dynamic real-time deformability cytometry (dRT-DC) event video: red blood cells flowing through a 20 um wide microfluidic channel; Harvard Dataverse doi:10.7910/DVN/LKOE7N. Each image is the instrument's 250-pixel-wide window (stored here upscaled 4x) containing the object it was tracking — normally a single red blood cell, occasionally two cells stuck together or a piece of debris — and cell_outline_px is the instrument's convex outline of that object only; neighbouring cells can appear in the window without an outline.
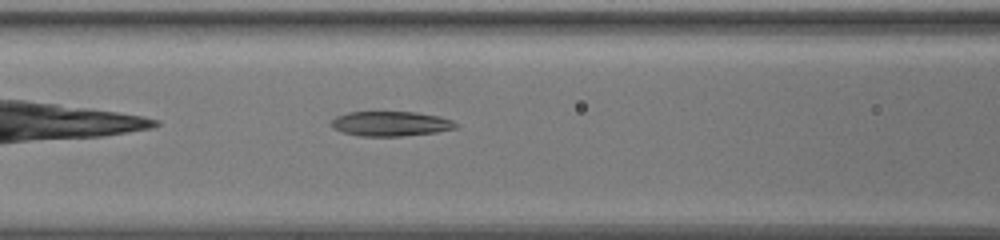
{"species": "common noctule bat (a hibernating species)", "species_latin": "Nyctalus noctula", "temperature_condition": "warm", "stored_images_in_passage": 41, "camera_frame_rate_fps": 3000, "um_per_image_px": 0.085, "animal": {"sex": "female", "body_mass_g": 19.5, "forearm_length_mm": 54.1}, "frame": {"image": 1, "passage_image": 8, "time_ms": 2.333, "image_size_px": [1000, 240], "cell_outline_px": [[456, 128], [436, 132], [404, 136], [360, 136], [344, 132], [332, 128], [332, 120], [336, 116], [348, 112], [416, 112], [440, 116], [452, 120], [456, 124]], "centroid_in_image_um": [33.21, 10.51], "position_along_channel_um": 133.4, "area_um2": 17.92}}
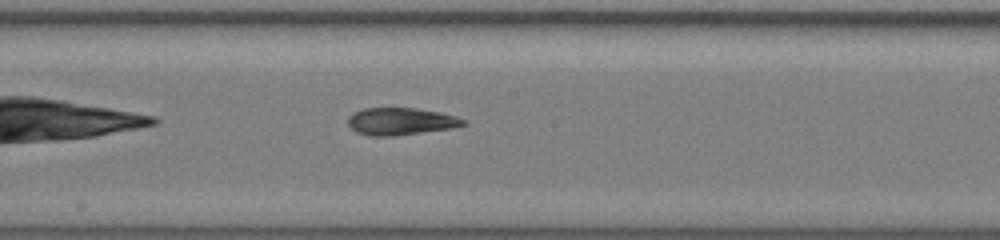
{"frame": {"image": 2, "passage_image": 15, "time_ms": 4.667, "image_size_px": [1000, 240], "cell_outline_px": [[468, 124], [452, 128], [392, 136], [368, 136], [356, 132], [348, 124], [348, 116], [364, 108], [416, 108], [440, 112], [456, 116], [464, 120]], "centroid_in_image_um": [34.06, 10.32], "position_along_channel_um": 214.1, "area_um2": 18.26}}
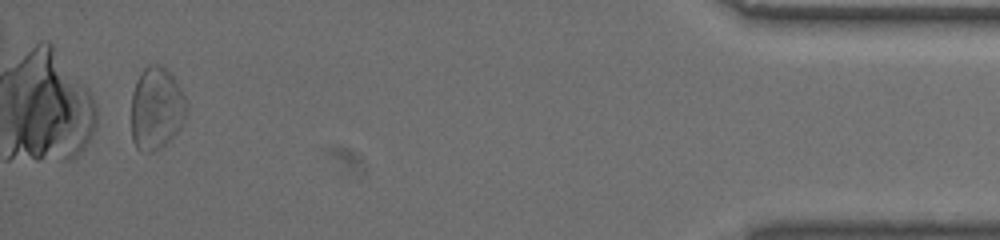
{"frame": {"image": 3, "passage_image": 39, "time_ms": 12.667, "image_size_px": [1000, 240], "cell_outline_px": [[184, 116], [176, 132], [160, 148], [152, 152], [144, 152], [136, 148], [132, 140], [132, 92], [136, 80], [140, 72], [148, 64], [160, 64], [176, 80], [184, 96]], "centroid_in_image_um": [13.23, 9.19], "position_along_channel_um": 422.0, "area_um2": 26.07}, "authors_computed_cell_mechanics": {"area_um2": 19.074, "velocity_mm_per_s": 3.4628, "shape_relaxation_time_tau1_ms": 7.2721, "shape_relaxation_time_tau2_ms": 3.8358, "deformation_change_tau1": 0.1773, "deformation_change_tau2": 0.1492}}